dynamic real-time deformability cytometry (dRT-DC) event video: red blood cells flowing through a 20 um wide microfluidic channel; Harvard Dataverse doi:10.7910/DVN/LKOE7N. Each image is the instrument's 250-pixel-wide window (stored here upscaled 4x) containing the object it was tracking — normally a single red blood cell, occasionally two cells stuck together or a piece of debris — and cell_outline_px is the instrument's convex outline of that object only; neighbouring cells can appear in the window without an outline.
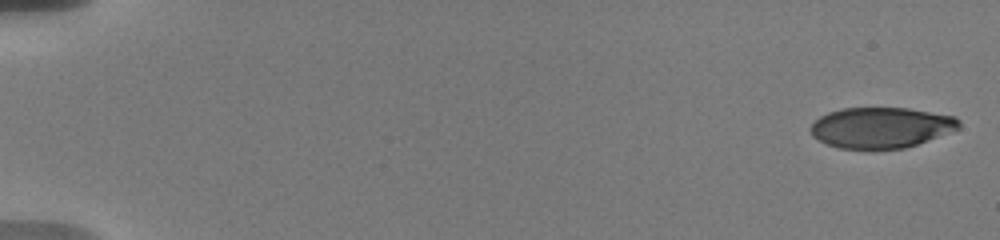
{"species": "human", "species_latin": "Homo sapiens", "temperature_condition": "warm", "stored_images_in_passage": 16, "camera_frame_rate_fps": 3000, "um_per_image_px": 0.085, "donor": {"sex": "male"}, "frame": {"image": 1, "passage_image": 1, "time_ms": 0.0, "image_size_px": [1000, 240], "cell_outline_px": [[960, 128], [916, 144], [904, 148], [840, 148], [828, 144], [812, 136], [808, 128], [820, 116], [828, 112], [840, 108], [908, 108], [956, 116], [960, 120]], "centroid_in_image_um": [74.88, 10.82], "position_along_channel_um": 10.1, "area_um2": 34.97}}
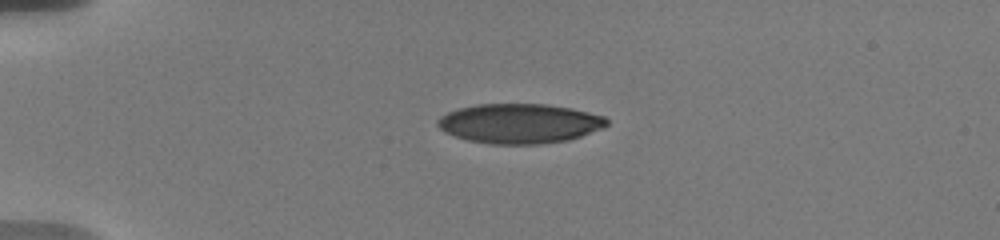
{"frame": {"image": 2, "passage_image": 9, "time_ms": 4.333, "image_size_px": [1000, 240], "cell_outline_px": [[608, 124], [604, 128], [568, 140], [536, 144], [492, 144], [468, 140], [444, 132], [436, 124], [436, 120], [440, 116], [448, 112], [460, 108], [476, 104], [548, 104], [572, 108], [604, 116], [608, 120]], "centroid_in_image_um": [44.16, 10.49], "position_along_channel_um": 40.8, "area_um2": 39.13}}
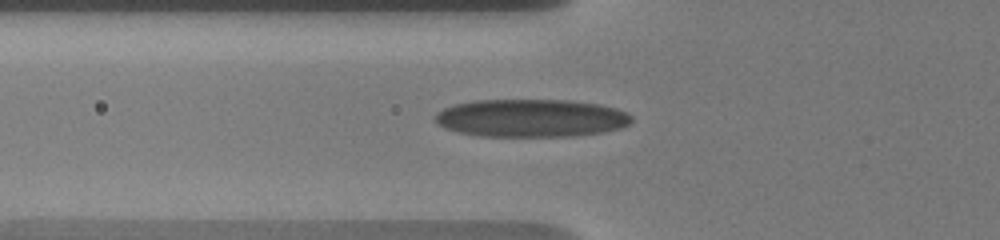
{"frame": {"image": 3, "passage_image": 16, "time_ms": 6.667, "image_size_px": [1000, 240], "cell_outline_px": [[632, 120], [628, 124], [620, 128], [604, 132], [572, 136], [480, 136], [460, 132], [444, 128], [436, 124], [436, 112], [444, 108], [456, 104], [472, 100], [568, 100], [600, 104], [616, 108], [628, 112], [632, 116]], "centroid_in_image_um": [45.16, 10.03], "position_along_channel_um": 80.6, "area_um2": 43.52}}